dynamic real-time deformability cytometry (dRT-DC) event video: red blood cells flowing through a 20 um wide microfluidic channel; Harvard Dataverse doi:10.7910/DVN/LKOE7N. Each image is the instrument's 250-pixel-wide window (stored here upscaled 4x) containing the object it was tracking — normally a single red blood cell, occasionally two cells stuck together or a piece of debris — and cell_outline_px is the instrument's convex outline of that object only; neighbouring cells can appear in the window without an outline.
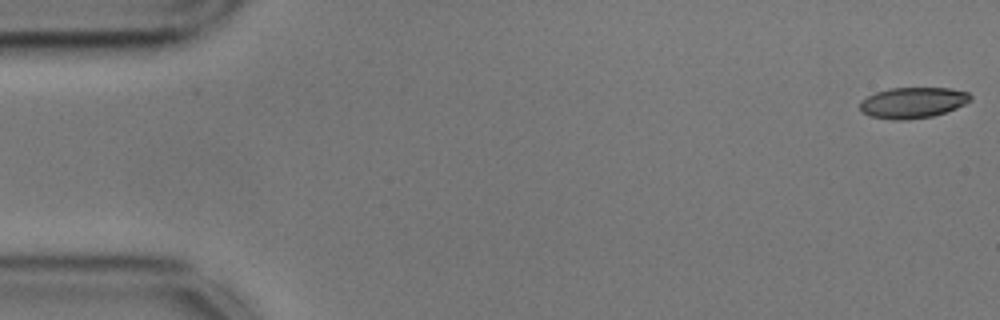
{"species": "common noctule bat (a hibernating species)", "species_latin": "Nyctalus noctula", "temperature_condition": "cold", "stored_images_in_passage": 55, "camera_frame_rate_fps": 3000, "um_per_image_px": 0.085, "animal": {"sex": "male", "body_mass_g": 17.9, "forearm_length_mm": 54.2}, "frame": {"image": 1, "passage_image": 1, "time_ms": 0.0, "image_size_px": [1000, 320], "cell_outline_px": [[972, 100], [956, 108], [932, 116], [904, 120], [892, 120], [872, 116], [860, 112], [860, 100], [876, 92], [888, 88], [952, 88], [968, 92], [972, 96]], "centroid_in_image_um": [77.58, 8.72], "position_along_channel_um": 7.4, "area_um2": 19.94}}
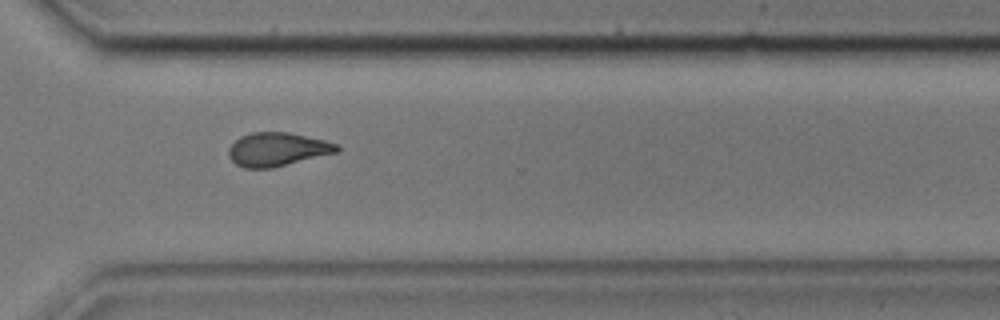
{"frame": {"image": 2, "passage_image": 40, "time_ms": 13.0, "image_size_px": [1000, 320], "cell_outline_px": [[340, 148], [336, 152], [272, 168], [244, 168], [236, 164], [228, 156], [228, 148], [240, 136], [252, 132], [288, 132], [324, 140], [340, 144]], "centroid_in_image_um": [23.55, 12.69], "position_along_channel_um": 347.0, "area_um2": 21.1}}
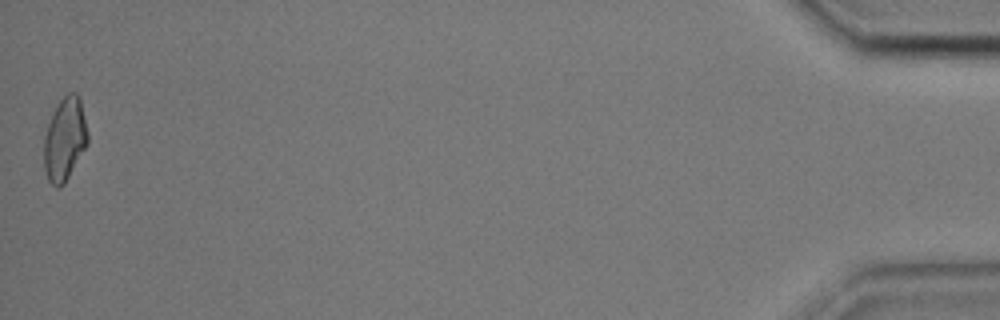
{"frame": {"image": 3, "passage_image": 55, "time_ms": 18.0, "image_size_px": [1000, 320], "cell_outline_px": [[88, 144], [64, 184], [60, 188], [56, 188], [48, 180], [44, 168], [44, 136], [48, 124], [60, 100], [68, 92], [76, 92], [80, 96], [88, 132]], "centroid_in_image_um": [5.52, 11.84], "position_along_channel_um": 429.7, "area_um2": 21.27}, "authors_computed_cell_mechanics": {"area_um2": 21.097, "velocity_mm_per_s": 3.588, "shape_relaxation_time_tau1_ms": 4.3804, "shape_relaxation_time_tau2_ms": 5.8254, "deformation_change_tau1": 0.1213, "deformation_change_tau2": 0.1364}}